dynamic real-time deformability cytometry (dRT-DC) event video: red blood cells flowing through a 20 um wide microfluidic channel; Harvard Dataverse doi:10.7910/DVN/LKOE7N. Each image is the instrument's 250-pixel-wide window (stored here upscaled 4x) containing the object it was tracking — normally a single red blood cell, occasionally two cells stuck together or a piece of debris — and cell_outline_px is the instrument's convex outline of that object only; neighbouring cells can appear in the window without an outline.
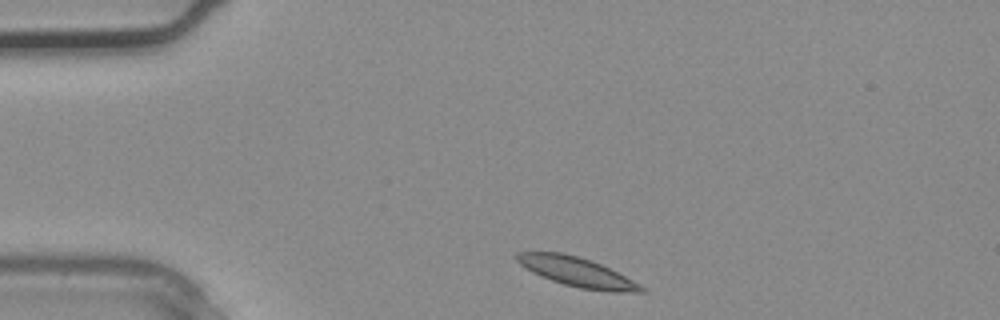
{"species": "common noctule bat (a hibernating species)", "species_latin": "Nyctalus noctula", "temperature_condition": "warm", "stored_images_in_passage": 2, "camera_frame_rate_fps": 3000, "um_per_image_px": 0.085, "animal": {"sex": "male", "body_mass_g": 20.4}, "frame": {"image": 1, "passage_image": 1, "time_ms": 0.0, "image_size_px": [1000, 320], "cell_outline_px": [[644, 292], [612, 292], [580, 288], [564, 284], [552, 280], [532, 272], [520, 264], [516, 260], [516, 252], [560, 252], [580, 256], [592, 260], [640, 284], [644, 288]], "centroid_in_image_um": [49.02, 23.11], "position_along_channel_um": 36.0, "area_um2": 20.98}}